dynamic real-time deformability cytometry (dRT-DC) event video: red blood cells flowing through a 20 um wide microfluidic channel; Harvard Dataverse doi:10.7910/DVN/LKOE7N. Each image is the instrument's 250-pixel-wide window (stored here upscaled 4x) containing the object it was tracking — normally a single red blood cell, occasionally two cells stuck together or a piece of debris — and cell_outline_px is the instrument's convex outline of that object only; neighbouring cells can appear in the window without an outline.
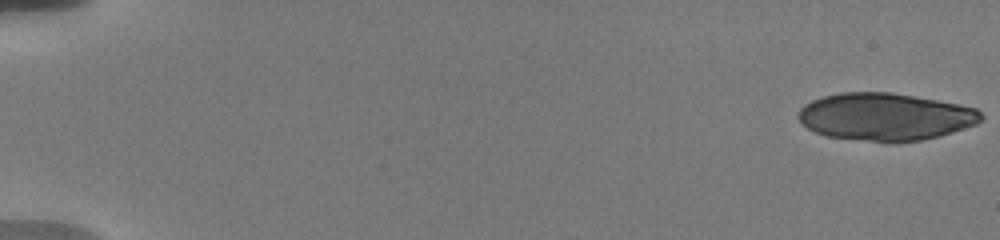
{"species": "human", "species_latin": "Homo sapiens", "temperature_condition": "warm", "stored_images_in_passage": 20, "camera_frame_rate_fps": 3000, "um_per_image_px": 0.085, "donor": {"sex": "male"}, "frame": {"image": 1, "passage_image": 1, "time_ms": 0.0, "image_size_px": [1000, 240], "cell_outline_px": [[984, 116], [976, 124], [940, 136], [924, 140], [888, 144], [828, 136], [816, 132], [808, 128], [796, 116], [800, 108], [804, 104], [812, 100], [824, 96], [840, 92], [892, 92], [960, 104], [976, 108]], "centroid_in_image_um": [75.25, 9.93], "position_along_channel_um": 9.8, "area_um2": 51.04}}
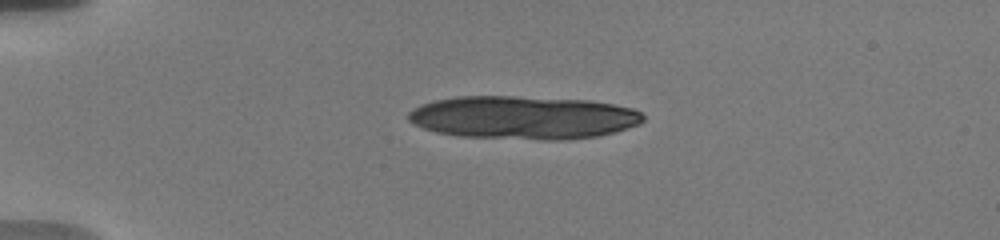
{"frame": {"image": 2, "passage_image": 14, "time_ms": 4.333, "image_size_px": [1000, 240], "cell_outline_px": [[644, 120], [640, 124], [616, 132], [596, 136], [560, 140], [544, 140], [460, 136], [436, 132], [412, 124], [408, 120], [408, 112], [412, 108], [420, 104], [436, 100], [456, 96], [512, 96], [592, 100], [636, 108], [644, 116]], "centroid_in_image_um": [44.49, 9.98], "position_along_channel_um": 40.5, "area_um2": 59.59}}